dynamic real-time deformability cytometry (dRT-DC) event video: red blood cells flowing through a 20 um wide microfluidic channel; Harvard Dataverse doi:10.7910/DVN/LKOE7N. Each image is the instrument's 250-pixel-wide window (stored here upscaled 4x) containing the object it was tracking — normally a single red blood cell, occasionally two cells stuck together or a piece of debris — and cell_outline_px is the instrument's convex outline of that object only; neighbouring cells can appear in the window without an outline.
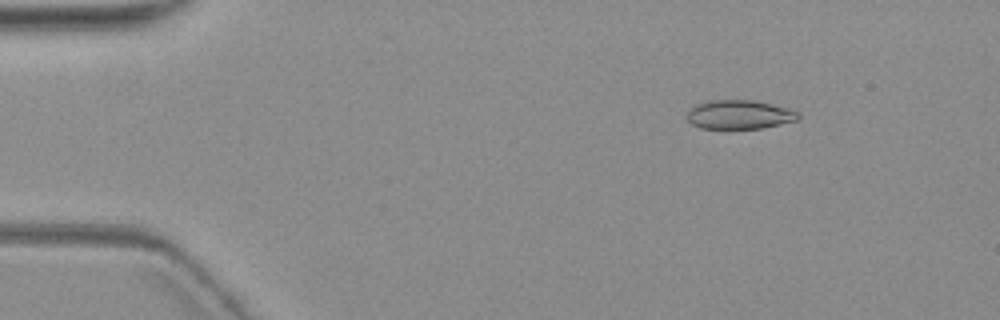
{"species": "common noctule bat (a hibernating species)", "species_latin": "Nyctalus noctula", "temperature_condition": "warm", "stored_images_in_passage": 4, "camera_frame_rate_fps": 3000, "um_per_image_px": 0.085, "animal": {"sex": "female", "body_mass_g": 19.3, "forearm_length_mm": 54.1}, "frame": {"image": 1, "passage_image": 2, "time_ms": 1.333, "image_size_px": [1000, 320], "cell_outline_px": [[800, 116], [796, 120], [764, 128], [700, 128], [692, 124], [684, 116], [696, 104], [708, 100], [752, 100], [788, 108], [800, 112]], "centroid_in_image_um": [62.83, 9.74], "position_along_channel_um": 22.2, "area_um2": 18.73}}
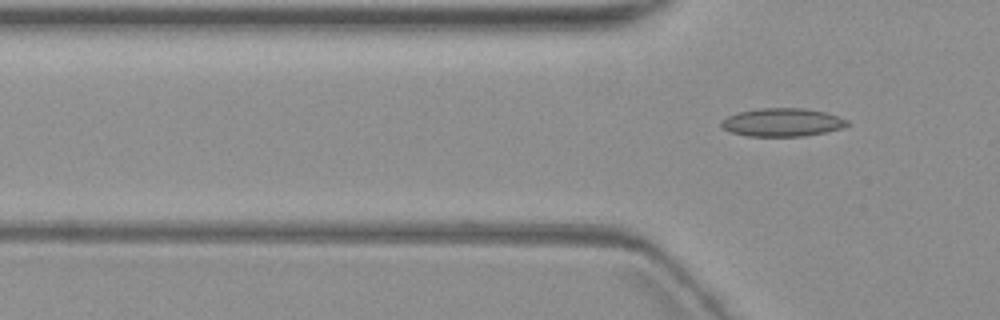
{"frame": {"image": 2, "passage_image": 4, "time_ms": 4.667, "image_size_px": [1000, 320], "cell_outline_px": [[852, 124], [844, 128], [804, 136], [748, 136], [728, 132], [720, 128], [720, 120], [736, 112], [760, 108], [804, 108], [824, 112], [848, 120]], "centroid_in_image_um": [66.45, 10.4], "position_along_channel_um": 59.3, "area_um2": 20.98}}